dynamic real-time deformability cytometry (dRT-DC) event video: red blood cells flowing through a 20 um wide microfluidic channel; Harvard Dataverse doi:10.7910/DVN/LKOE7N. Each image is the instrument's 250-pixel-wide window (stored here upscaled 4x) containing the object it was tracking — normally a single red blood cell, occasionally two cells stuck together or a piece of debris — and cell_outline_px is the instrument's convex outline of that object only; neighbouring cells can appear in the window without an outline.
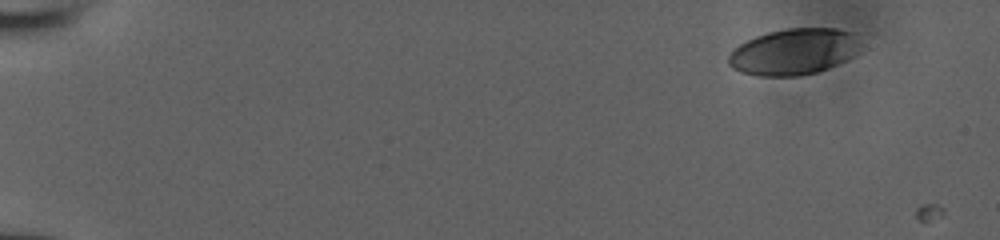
{"species": "human", "species_latin": "Homo sapiens", "temperature_condition": "room temperature", "stored_images_in_passage": 6, "camera_frame_rate_fps": 3000, "um_per_image_px": 0.085, "donor": {"sex": "male"}, "frame": {"image": 1, "passage_image": 1, "time_ms": 0.0, "image_size_px": [1000, 240], "cell_outline_px": [[860, 48], [856, 56], [848, 60], [828, 68], [816, 72], [800, 76], [760, 76], [740, 72], [732, 68], [728, 64], [728, 56], [740, 44], [756, 36], [768, 32], [788, 28], [836, 28], [848, 32], [860, 44]], "centroid_in_image_um": [67.47, 4.41], "position_along_channel_um": 17.5, "area_um2": 35.49}}